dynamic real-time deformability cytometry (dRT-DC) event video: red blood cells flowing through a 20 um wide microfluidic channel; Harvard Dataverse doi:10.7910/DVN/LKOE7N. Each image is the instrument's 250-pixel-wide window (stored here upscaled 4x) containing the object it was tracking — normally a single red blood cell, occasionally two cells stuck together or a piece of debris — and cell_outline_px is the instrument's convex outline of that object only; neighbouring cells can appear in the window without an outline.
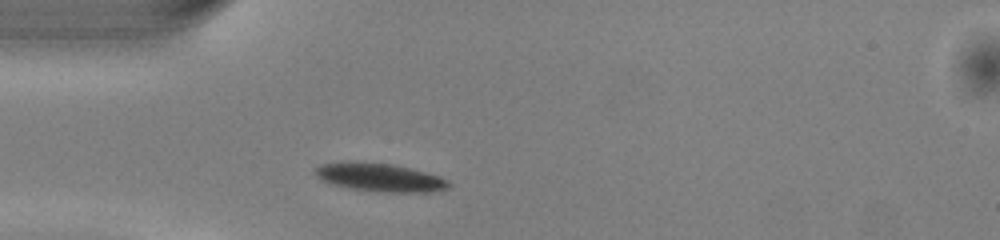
{"species": "common noctule bat (a hibernating species)", "species_latin": "Nyctalus noctula", "temperature_condition": "warm", "stored_images_in_passage": 37, "camera_frame_rate_fps": 3000, "um_per_image_px": 0.085, "animal": {"sex": "male", "body_mass_g": 13.0, "forearm_length_mm": 53.1}, "frame": {"image": 1, "passage_image": 1, "time_ms": 0.0, "image_size_px": [1000, 240], "cell_outline_px": [[452, 184], [448, 188], [432, 192], [380, 192], [348, 188], [328, 184], [316, 176], [312, 168], [320, 164], [340, 160], [348, 160], [392, 164], [412, 168], [440, 176], [448, 180]], "centroid_in_image_um": [32.22, 15.06], "position_along_channel_um": 52.8, "area_um2": 22.77}}
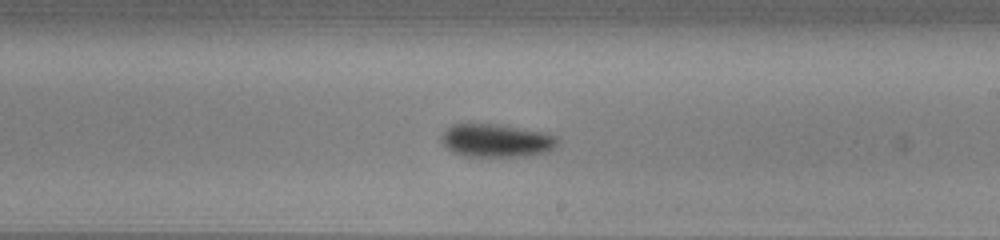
{"frame": {"image": 2, "passage_image": 16, "time_ms": 5.0, "image_size_px": [1000, 240], "cell_outline_px": [[560, 140], [548, 152], [528, 156], [468, 156], [452, 152], [440, 140], [440, 136], [452, 124], [496, 124], [540, 132], [556, 136]], "centroid_in_image_um": [42.17, 11.95], "position_along_channel_um": 246.8, "area_um2": 22.14}}
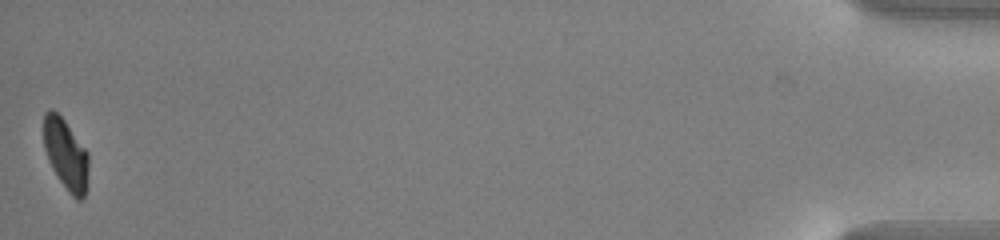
{"frame": {"image": 3, "passage_image": 37, "time_ms": 12.0, "image_size_px": [1000, 240], "cell_outline_px": [[88, 168], [84, 196], [80, 200], [76, 200], [68, 192], [56, 176], [48, 160], [44, 148], [44, 112], [48, 108], [52, 108], [64, 120], [88, 152]], "centroid_in_image_um": [5.57, 13.11], "position_along_channel_um": 429.6, "area_um2": 18.44}, "authors_computed_cell_mechanics": {"area_um2": 21.4438, "velocity_mm_per_s": 4.0468, "shape_relaxation_time_tau1_ms": 2.4142, "shape_relaxation_time_tau2_ms": null, "deformation_change_tau1": 0.098, "deformation_change_tau2": null}}